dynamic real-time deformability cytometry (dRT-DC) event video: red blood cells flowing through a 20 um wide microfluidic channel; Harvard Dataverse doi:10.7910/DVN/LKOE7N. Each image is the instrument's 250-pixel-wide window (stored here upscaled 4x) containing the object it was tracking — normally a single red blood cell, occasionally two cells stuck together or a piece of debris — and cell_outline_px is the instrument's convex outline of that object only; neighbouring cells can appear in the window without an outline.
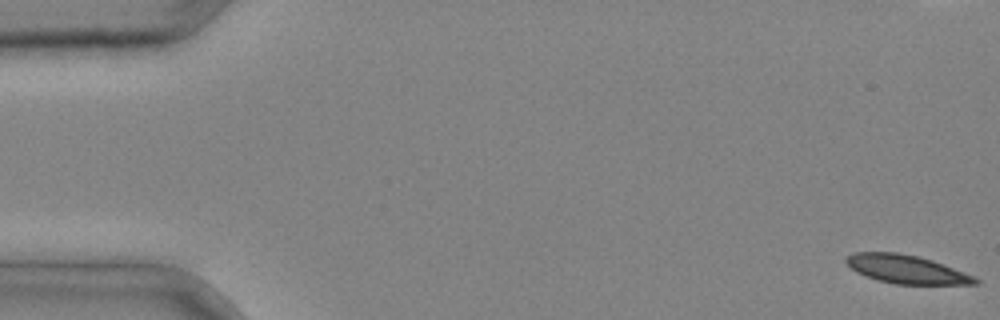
{"species": "common noctule bat (a hibernating species)", "species_latin": "Nyctalus noctula", "temperature_condition": "cold", "stored_images_in_passage": 7, "camera_frame_rate_fps": 3000, "um_per_image_px": 0.085, "animal": {"sex": "male", "body_mass_g": 20.4}, "frame": {"image": 1, "passage_image": 1, "time_ms": 0.0, "image_size_px": [1000, 320], "cell_outline_px": [[980, 284], [896, 284], [864, 276], [856, 272], [844, 260], [852, 252], [896, 252], [916, 256], [932, 260], [944, 264], [964, 272], [980, 280]], "centroid_in_image_um": [77.04, 22.88], "position_along_channel_um": 8.0, "area_um2": 21.21}}
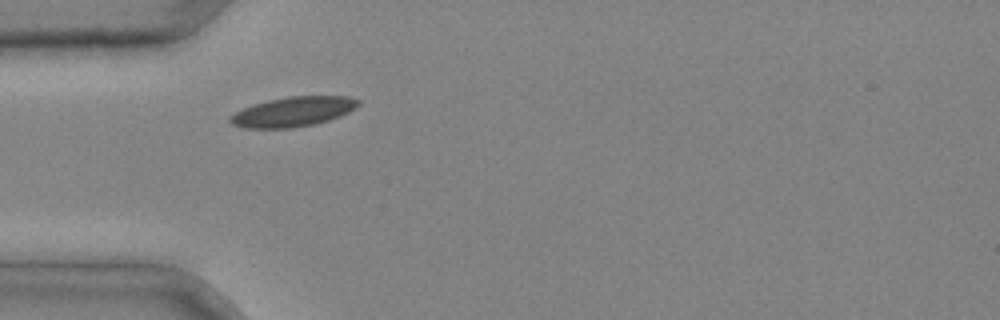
{"frame": {"image": 2, "passage_image": 5, "time_ms": 1.333, "image_size_px": [1000, 320], "cell_outline_px": [[360, 104], [356, 108], [340, 116], [328, 120], [312, 124], [292, 128], [244, 128], [232, 124], [228, 120], [228, 116], [244, 108], [268, 100], [288, 96], [348, 96], [360, 100]], "centroid_in_image_um": [24.92, 9.49], "position_along_channel_um": 60.1, "area_um2": 22.14}}
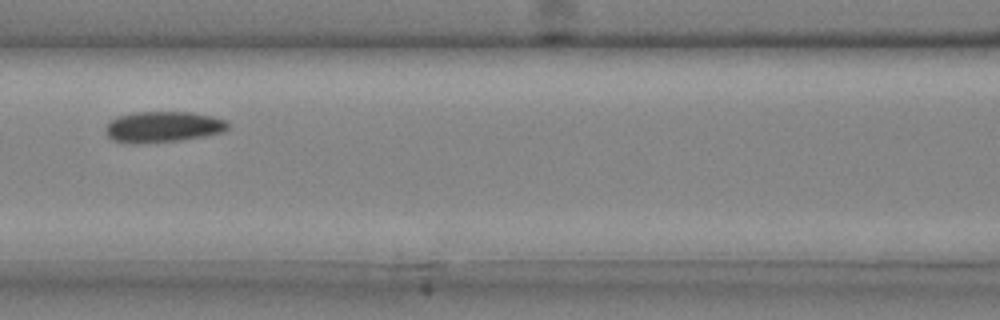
{"frame": {"image": 3, "passage_image": 7, "time_ms": 2.0, "image_size_px": [1000, 320], "cell_outline_px": [[228, 128], [224, 132], [204, 136], [176, 140], [140, 144], [128, 144], [112, 140], [104, 132], [104, 128], [116, 116], [132, 112], [192, 112], [212, 116], [228, 120]], "centroid_in_image_um": [13.82, 10.78], "position_along_channel_um": 152.8, "area_um2": 22.31}}